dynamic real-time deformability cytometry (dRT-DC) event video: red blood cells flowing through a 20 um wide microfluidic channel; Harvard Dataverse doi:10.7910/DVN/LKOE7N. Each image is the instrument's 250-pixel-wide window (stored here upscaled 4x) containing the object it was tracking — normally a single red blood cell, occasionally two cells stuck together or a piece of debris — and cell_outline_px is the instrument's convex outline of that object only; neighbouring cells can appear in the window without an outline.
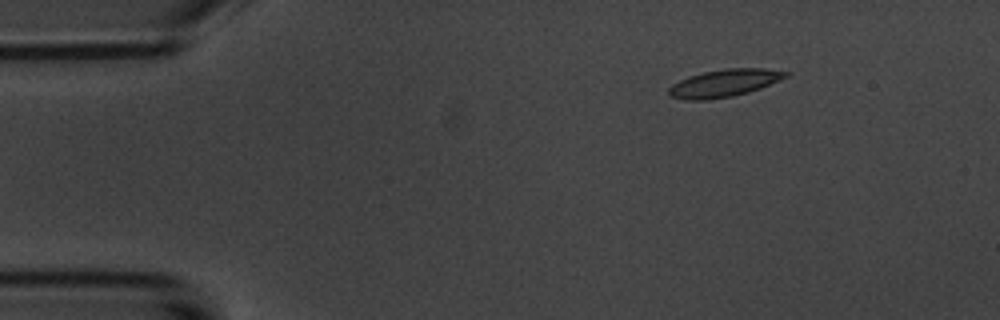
{"species": "common noctule bat (a hibernating species)", "species_latin": "Nyctalus noctula", "temperature_condition": "room temperature", "stored_images_in_passage": 3, "camera_frame_rate_fps": 3000, "um_per_image_px": 0.085, "animal": {"sex": "male", "body_mass_g": 20.1, "forearm_length_mm": 53.5}, "frame": {"image": 1, "passage_image": 1, "time_ms": 0.0, "image_size_px": [1000, 320], "cell_outline_px": [[788, 76], [760, 88], [748, 92], [732, 96], [704, 100], [684, 100], [668, 96], [668, 88], [672, 84], [688, 76], [704, 72], [724, 68], [764, 68], [788, 72]], "centroid_in_image_um": [61.5, 7.06], "position_along_channel_um": 23.5, "area_um2": 18.67}}